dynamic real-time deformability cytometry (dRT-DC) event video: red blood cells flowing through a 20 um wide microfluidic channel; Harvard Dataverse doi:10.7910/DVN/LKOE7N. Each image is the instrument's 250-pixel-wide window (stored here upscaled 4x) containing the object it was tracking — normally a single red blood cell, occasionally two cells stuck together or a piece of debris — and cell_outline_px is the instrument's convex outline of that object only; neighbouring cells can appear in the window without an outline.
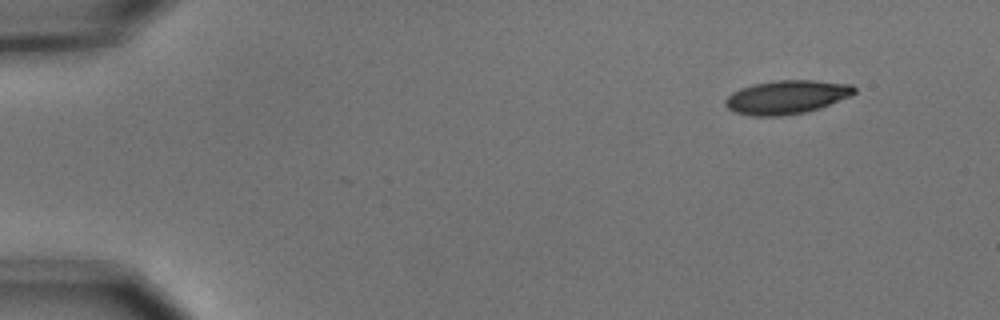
{"species": "common noctule bat (a hibernating species)", "species_latin": "Nyctalus noctula", "temperature_condition": "cold", "stored_images_in_passage": 4, "camera_frame_rate_fps": 3000, "um_per_image_px": 0.085, "animal": {"sex": "male", "body_mass_g": 15.6}, "frame": {"image": 1, "passage_image": 1, "time_ms": 0.0, "image_size_px": [1000, 320], "cell_outline_px": [[856, 92], [852, 96], [820, 108], [804, 112], [780, 116], [752, 116], [736, 112], [728, 108], [724, 104], [724, 100], [732, 92], [740, 88], [752, 84], [780, 80], [816, 80], [852, 84], [856, 88]], "centroid_in_image_um": [66.89, 8.25], "position_along_channel_um": 18.1, "area_um2": 25.43}}
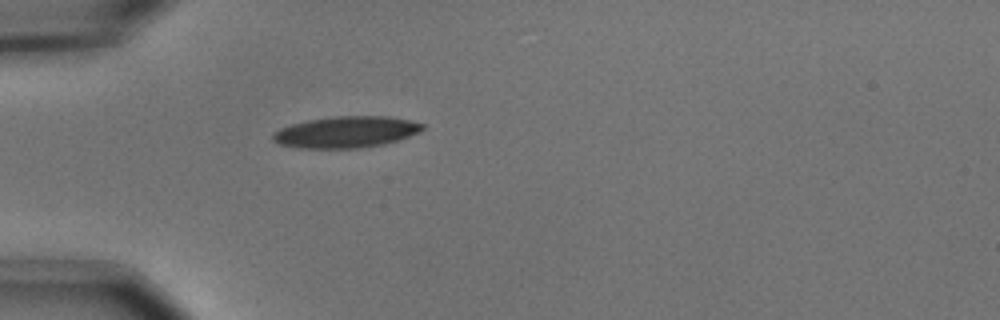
{"frame": {"image": 2, "passage_image": 4, "time_ms": 1.0, "image_size_px": [1000, 320], "cell_outline_px": [[424, 128], [420, 132], [384, 144], [360, 148], [296, 148], [280, 144], [272, 140], [272, 132], [280, 128], [292, 124], [308, 120], [332, 116], [388, 116], [408, 120], [424, 124]], "centroid_in_image_um": [29.38, 11.22], "position_along_channel_um": 55.6, "area_um2": 27.4}}